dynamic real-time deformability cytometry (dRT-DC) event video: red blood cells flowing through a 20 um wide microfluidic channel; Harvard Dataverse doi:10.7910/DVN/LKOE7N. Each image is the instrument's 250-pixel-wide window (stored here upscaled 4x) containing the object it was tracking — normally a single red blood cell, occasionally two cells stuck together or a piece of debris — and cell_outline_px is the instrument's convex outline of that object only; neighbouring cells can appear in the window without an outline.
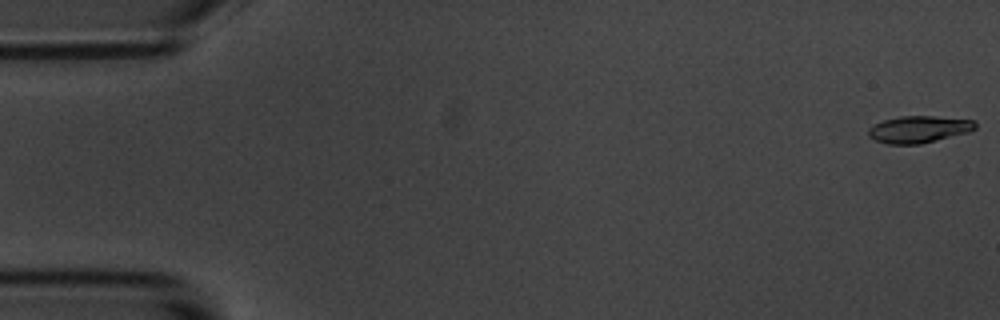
{"species": "common noctule bat (a hibernating species)", "species_latin": "Nyctalus noctula", "temperature_condition": "room temperature", "stored_images_in_passage": 56, "camera_frame_rate_fps": 3000, "um_per_image_px": 0.085, "animal": {"sex": "male", "body_mass_g": 20.1, "forearm_length_mm": 53.5}, "frame": {"image": 1, "passage_image": 1, "time_ms": 0.0, "image_size_px": [1000, 320], "cell_outline_px": [[976, 128], [968, 132], [920, 144], [888, 144], [876, 140], [868, 136], [868, 128], [884, 120], [900, 116], [932, 116], [972, 120], [976, 124]], "centroid_in_image_um": [78.08, 10.99], "position_along_channel_um": 6.9, "area_um2": 16.53}}
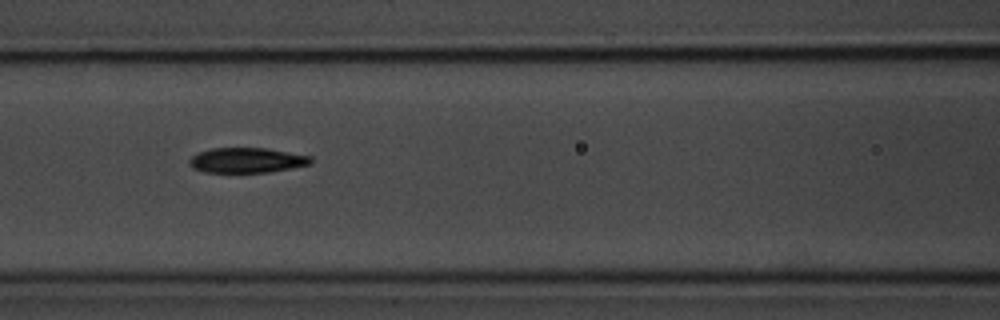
{"frame": {"image": 2, "passage_image": 24, "time_ms": 7.667, "image_size_px": [1000, 320], "cell_outline_px": [[312, 164], [268, 172], [204, 172], [192, 168], [188, 164], [188, 160], [192, 156], [200, 152], [212, 148], [264, 148], [312, 156]], "centroid_in_image_um": [20.96, 13.62], "position_along_channel_um": 145.6, "area_um2": 17.69}}
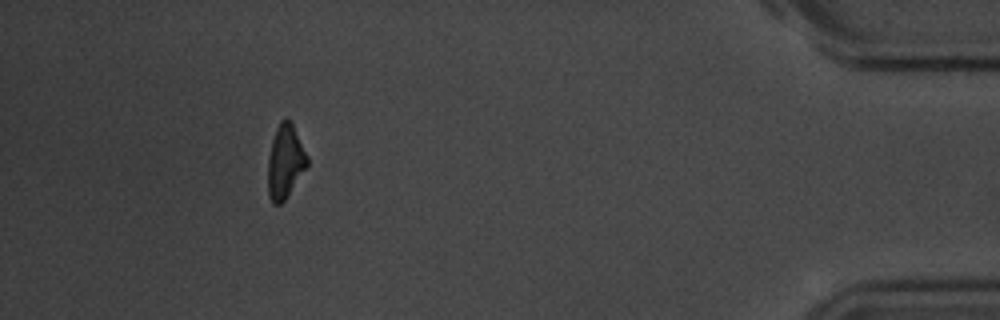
{"frame": {"image": 3, "passage_image": 51, "time_ms": 16.667, "image_size_px": [1000, 320], "cell_outline_px": [[308, 164], [284, 200], [280, 204], [272, 204], [268, 196], [268, 156], [272, 140], [276, 128], [280, 120], [292, 120], [308, 156]], "centroid_in_image_um": [24.23, 13.71], "position_along_channel_um": 411.0, "area_um2": 16.88}, "authors_computed_cell_mechanics": {"area_um2": 17.6579, "velocity_mm_per_s": 3.6089, "shape_relaxation_time_tau1_ms": 3.0519, "shape_relaxation_time_tau2_ms": 4.4279, "deformation_change_tau1": 0.1839, "deformation_change_tau2": 0.1239}}